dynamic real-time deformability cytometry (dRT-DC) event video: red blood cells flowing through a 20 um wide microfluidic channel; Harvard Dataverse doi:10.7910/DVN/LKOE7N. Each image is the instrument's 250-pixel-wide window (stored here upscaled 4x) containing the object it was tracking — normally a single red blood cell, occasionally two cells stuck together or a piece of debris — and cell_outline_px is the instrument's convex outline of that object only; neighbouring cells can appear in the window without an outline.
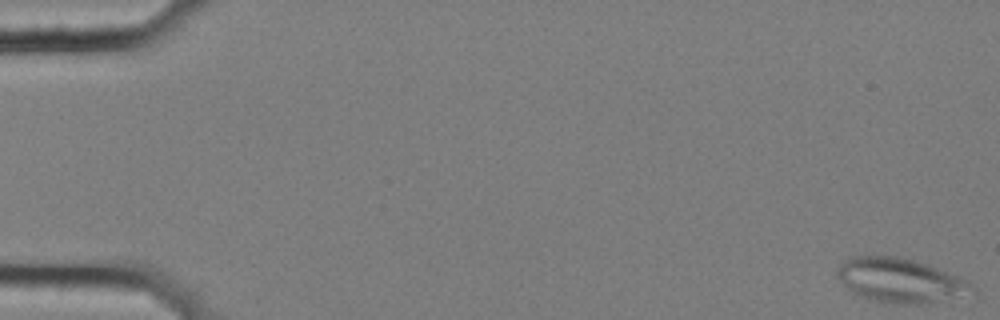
{"species": "common noctule bat (a hibernating species)", "species_latin": "Nyctalus noctula", "temperature_condition": "cold", "stored_images_in_passage": 58, "segment_of_instrument_passage": [1, 2], "camera_frame_rate_fps": 3000, "um_per_image_px": 0.085, "animal": {"sex": "female", "body_mass_g": 25.1}, "frame": {"image": 1, "passage_image": 1, "time_ms": 0.0, "image_size_px": [1000, 320], "cell_outline_px": [[976, 292], [916, 304], [892, 304], [868, 300], [852, 292], [836, 276], [836, 272], [840, 264], [848, 256], [896, 256], [916, 260], [928, 264], [968, 280], [976, 288]], "centroid_in_image_um": [76.48, 23.82], "position_along_channel_um": 8.5, "area_um2": 34.74}}